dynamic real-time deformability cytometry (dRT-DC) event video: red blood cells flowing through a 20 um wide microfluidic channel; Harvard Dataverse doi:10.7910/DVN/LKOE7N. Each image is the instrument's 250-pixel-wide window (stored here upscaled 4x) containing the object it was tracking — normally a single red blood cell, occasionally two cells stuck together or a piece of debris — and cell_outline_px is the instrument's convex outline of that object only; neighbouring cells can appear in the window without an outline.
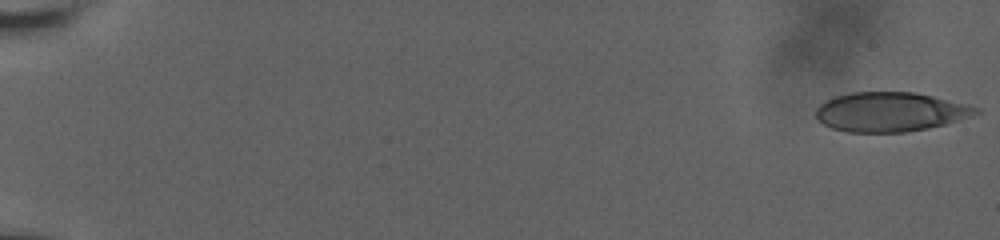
{"species": "human", "species_latin": "Homo sapiens", "temperature_condition": "room temperature", "stored_images_in_passage": 30, "camera_frame_rate_fps": 3000, "um_per_image_px": 0.085, "donor": {"sex": "male"}, "frame": {"image": 1, "passage_image": 1, "time_ms": 0.0, "image_size_px": [1000, 240], "cell_outline_px": [[980, 112], [944, 124], [928, 128], [904, 132], [848, 132], [832, 128], [824, 124], [816, 116], [816, 108], [824, 100], [836, 96], [852, 92], [916, 92], [968, 104], [980, 108]], "centroid_in_image_um": [75.65, 9.5], "position_along_channel_um": 9.3, "area_um2": 36.53}}
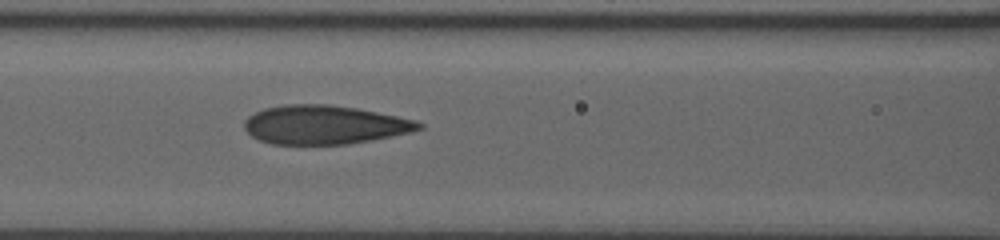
{"frame": {"image": 2, "passage_image": 22, "time_ms": 9.333, "image_size_px": [1000, 240], "cell_outline_px": [[424, 128], [408, 132], [372, 140], [348, 144], [272, 144], [260, 140], [252, 136], [244, 128], [244, 120], [248, 116], [264, 108], [284, 104], [328, 104], [356, 108], [416, 120], [424, 124]], "centroid_in_image_um": [27.56, 10.6], "position_along_channel_um": 139.0, "area_um2": 39.36}}
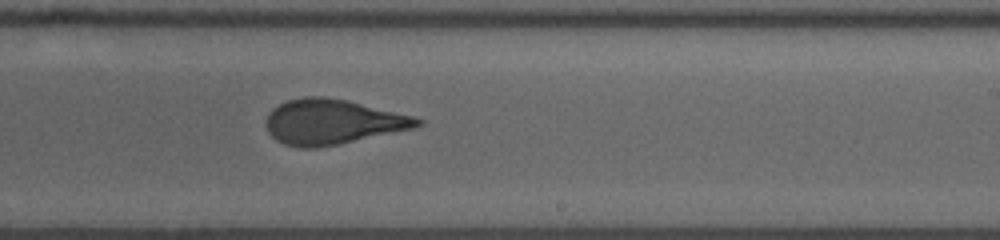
{"frame": {"image": 3, "passage_image": 30, "time_ms": 12.667, "image_size_px": [1000, 240], "cell_outline_px": [[424, 124], [412, 128], [340, 144], [316, 148], [300, 148], [284, 144], [276, 140], [268, 132], [268, 112], [272, 108], [288, 100], [304, 96], [324, 96], [344, 100], [416, 116], [424, 120]], "centroid_in_image_um": [28.27, 10.36], "position_along_channel_um": 260.7, "area_um2": 39.48}}